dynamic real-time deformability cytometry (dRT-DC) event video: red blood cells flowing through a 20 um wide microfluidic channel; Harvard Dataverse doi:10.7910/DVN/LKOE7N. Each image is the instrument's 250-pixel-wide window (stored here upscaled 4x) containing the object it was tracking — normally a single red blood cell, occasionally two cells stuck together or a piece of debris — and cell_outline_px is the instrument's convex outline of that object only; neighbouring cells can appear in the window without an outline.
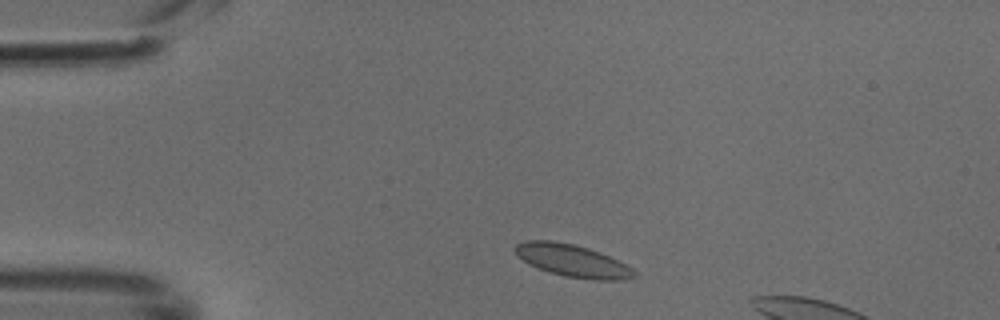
{"species": "common noctule bat (a hibernating species)", "species_latin": "Nyctalus noctula", "temperature_condition": "cold", "stored_images_in_passage": 6, "camera_frame_rate_fps": 3000, "um_per_image_px": 0.085, "animal": {"sex": "male", "body_mass_g": 18.8}, "frame": {"image": 1, "passage_image": 1, "time_ms": 0.0, "image_size_px": [1000, 320], "cell_outline_px": [[636, 276], [624, 280], [596, 280], [564, 276], [548, 272], [528, 264], [516, 252], [516, 244], [524, 240], [552, 240], [572, 244], [588, 248], [600, 252], [632, 268], [636, 272]], "centroid_in_image_um": [48.66, 22.16], "position_along_channel_um": 36.3, "area_um2": 22.25}}